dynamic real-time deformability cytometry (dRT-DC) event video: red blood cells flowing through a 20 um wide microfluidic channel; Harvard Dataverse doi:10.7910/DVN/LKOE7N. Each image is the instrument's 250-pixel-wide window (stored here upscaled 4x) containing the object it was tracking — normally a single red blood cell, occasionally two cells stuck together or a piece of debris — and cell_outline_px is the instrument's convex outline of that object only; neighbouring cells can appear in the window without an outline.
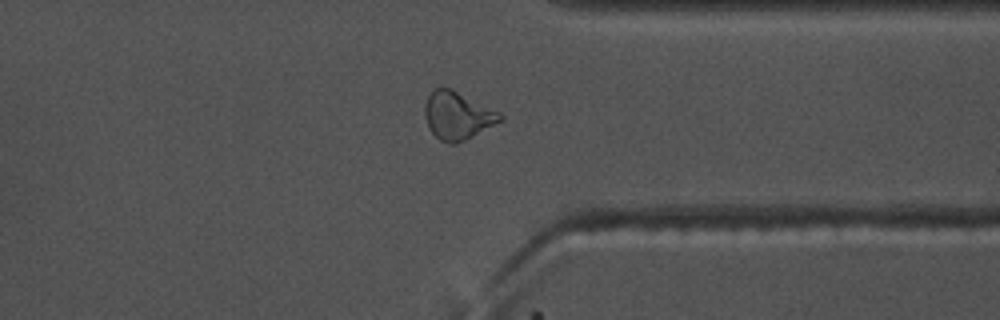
{"species": "common noctule bat (a hibernating species)", "species_latin": "Nyctalus noctula", "temperature_condition": "warm", "stored_images_in_passage": 43, "camera_frame_rate_fps": 3000, "um_per_image_px": 0.085, "animal": {"sex": "male", "body_mass_g": 17.5, "forearm_length_mm": 52.3}, "frame": {"image": 1, "passage_image": 31, "time_ms": 10.0, "image_size_px": [1000, 320], "cell_outline_px": [[504, 120], [456, 144], [448, 144], [440, 140], [428, 128], [424, 116], [424, 108], [428, 96], [436, 88], [452, 88], [500, 112], [504, 116]], "centroid_in_image_um": [38.9, 9.83], "position_along_channel_um": 372.5, "area_um2": 21.04}, "authors_computed_cell_mechanics": {"area_um2": 19.7676, "velocity_mm_per_s": 3.7363, "shape_relaxation_time_tau1_ms": 6.3589, "shape_relaxation_time_tau2_ms": 2.9138, "deformation_change_tau1": 0.1939, "deformation_change_tau2": 0.1053}}